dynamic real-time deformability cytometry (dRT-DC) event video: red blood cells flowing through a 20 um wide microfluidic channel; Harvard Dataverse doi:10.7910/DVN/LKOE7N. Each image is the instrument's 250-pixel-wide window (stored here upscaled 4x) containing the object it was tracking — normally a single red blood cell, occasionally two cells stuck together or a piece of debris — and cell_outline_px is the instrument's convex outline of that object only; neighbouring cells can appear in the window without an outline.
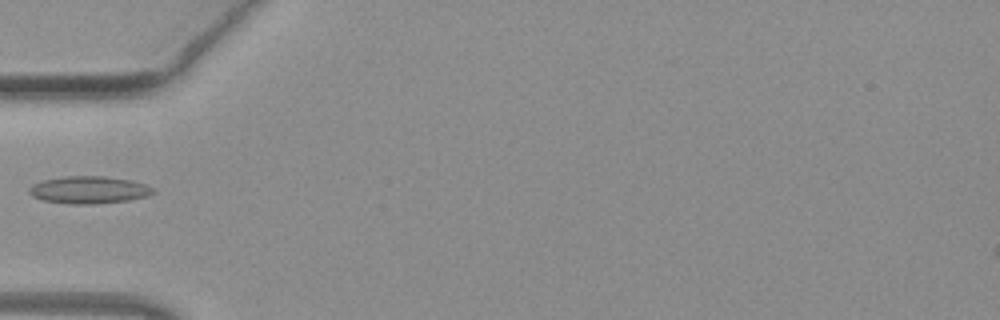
{"species": "common noctule bat (a hibernating species)", "species_latin": "Nyctalus noctula", "temperature_condition": "warm", "stored_images_in_passage": 35, "camera_frame_rate_fps": 3000, "um_per_image_px": 0.085, "animal": {"sex": "female", "body_mass_g": 19.3, "forearm_length_mm": 54.1}, "frame": {"image": 1, "passage_image": 1, "time_ms": 0.0, "image_size_px": [1000, 320], "cell_outline_px": [[156, 192], [148, 196], [128, 200], [92, 204], [68, 204], [40, 200], [32, 196], [28, 192], [28, 188], [32, 184], [40, 180], [64, 176], [104, 176], [132, 180], [148, 184], [156, 188]], "centroid_in_image_um": [7.56, 16.13], "position_along_channel_um": 77.4, "area_um2": 20.23}}
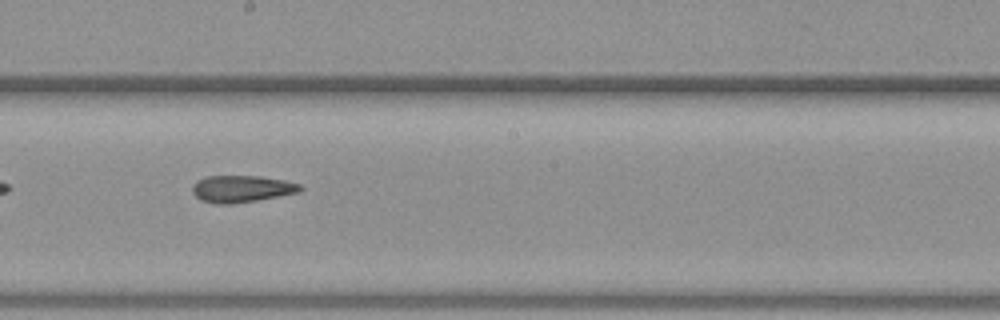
{"frame": {"image": 2, "passage_image": 12, "time_ms": 3.667, "image_size_px": [1000, 320], "cell_outline_px": [[304, 188], [300, 192], [256, 200], [232, 204], [216, 204], [200, 200], [192, 192], [192, 184], [196, 180], [204, 176], [260, 176], [284, 180], [300, 184]], "centroid_in_image_um": [20.51, 16.04], "position_along_channel_um": 227.7, "area_um2": 17.05}}
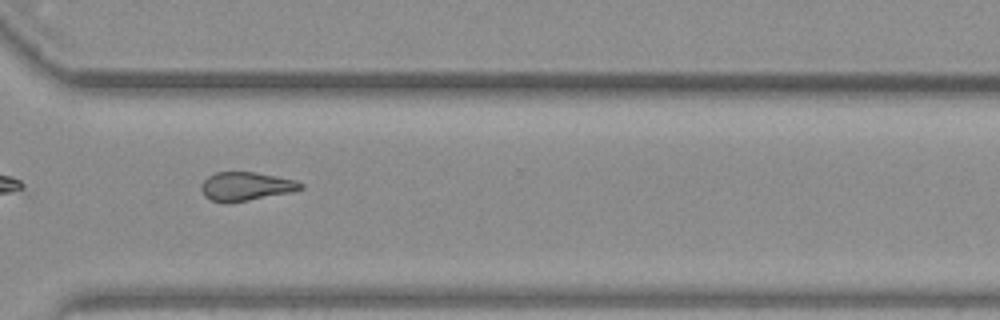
{"frame": {"image": 3, "passage_image": 21, "time_ms": 6.667, "image_size_px": [1000, 320], "cell_outline_px": [[304, 188], [292, 192], [228, 204], [224, 204], [212, 200], [204, 196], [200, 188], [200, 184], [208, 176], [216, 172], [256, 172], [296, 180], [304, 184]], "centroid_in_image_um": [20.89, 15.85], "position_along_channel_um": 349.7, "area_um2": 16.88}}